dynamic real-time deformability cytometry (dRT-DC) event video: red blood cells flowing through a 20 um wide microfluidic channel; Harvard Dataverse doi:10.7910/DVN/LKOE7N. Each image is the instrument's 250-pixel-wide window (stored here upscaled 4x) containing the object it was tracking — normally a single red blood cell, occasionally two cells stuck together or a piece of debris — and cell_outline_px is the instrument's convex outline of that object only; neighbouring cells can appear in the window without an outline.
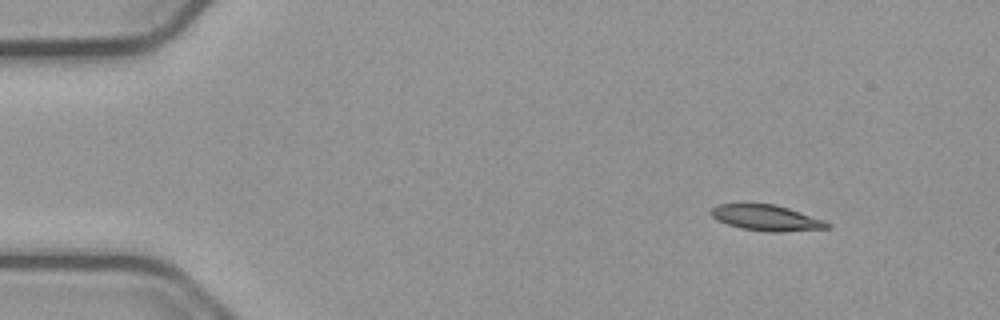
{"species": "common noctule bat (a hibernating species)", "species_latin": "Nyctalus noctula", "temperature_condition": "cold", "stored_images_in_passage": 54, "camera_frame_rate_fps": 3000, "um_per_image_px": 0.085, "animal": {"sex": "male", "body_mass_g": 23.1, "forearm_length_mm": 52.7}, "frame": {"image": 1, "passage_image": 6, "time_ms": 1.667, "image_size_px": [1000, 320], "cell_outline_px": [[832, 228], [784, 232], [768, 232], [740, 228], [716, 220], [708, 212], [716, 204], [772, 204], [788, 208], [824, 220], [832, 224]], "centroid_in_image_um": [65.15, 18.53], "position_along_channel_um": 19.8, "area_um2": 17.57}}
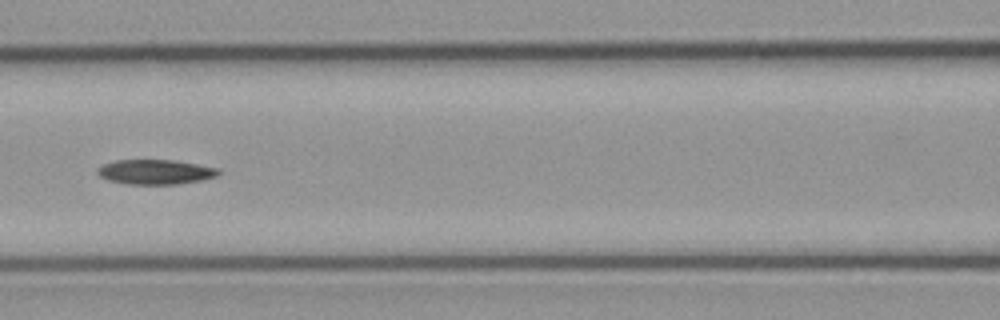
{"frame": {"image": 2, "passage_image": 24, "time_ms": 7.667, "image_size_px": [1000, 320], "cell_outline_px": [[220, 172], [216, 176], [200, 180], [176, 184], [128, 184], [108, 180], [100, 176], [96, 172], [96, 168], [104, 164], [116, 160], [176, 160], [220, 168]], "centroid_in_image_um": [13.2, 14.6], "position_along_channel_um": 153.4, "area_um2": 17.46}}
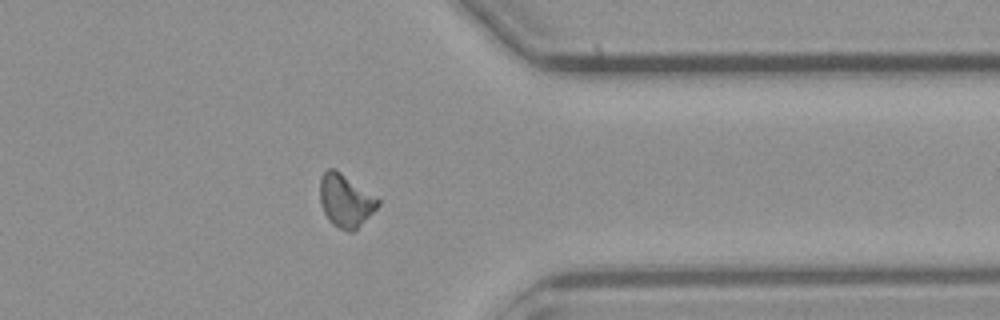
{"frame": {"image": 3, "passage_image": 43, "time_ms": 14.0, "image_size_px": [1000, 320], "cell_outline_px": [[380, 204], [352, 232], [348, 232], [332, 224], [328, 220], [324, 212], [320, 200], [320, 176], [328, 168], [336, 168], [376, 196], [380, 200]], "centroid_in_image_um": [29.35, 17.01], "position_along_channel_um": 382.0, "area_um2": 17.8}}